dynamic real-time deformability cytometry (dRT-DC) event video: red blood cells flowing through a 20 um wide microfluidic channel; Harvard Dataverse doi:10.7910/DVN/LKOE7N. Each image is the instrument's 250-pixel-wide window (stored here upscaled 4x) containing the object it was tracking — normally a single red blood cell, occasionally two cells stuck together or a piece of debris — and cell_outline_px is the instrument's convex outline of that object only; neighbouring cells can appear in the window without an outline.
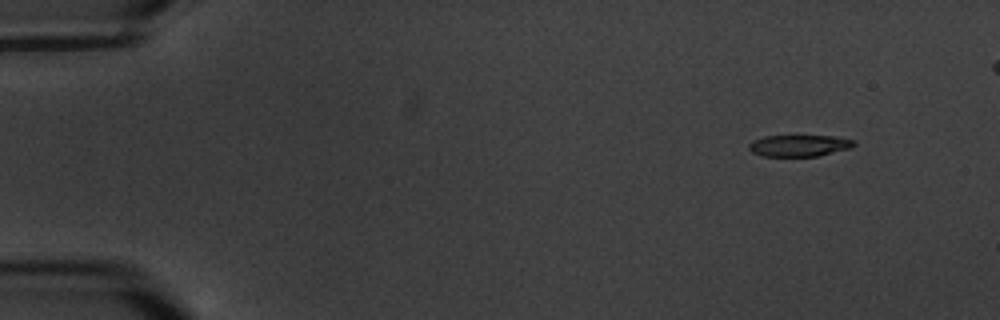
{"species": "common noctule bat (a hibernating species)", "species_latin": "Nyctalus noctula", "temperature_condition": "warm", "stored_images_in_passage": 8, "camera_frame_rate_fps": 3000, "um_per_image_px": 0.085, "animal": {"sex": "male", "body_mass_g": 20.1, "forearm_length_mm": 53.5}, "frame": {"image": 1, "passage_image": 1, "time_ms": 0.0, "image_size_px": [1000, 320], "cell_outline_px": [[856, 144], [852, 148], [820, 156], [764, 156], [752, 152], [748, 148], [748, 144], [752, 140], [764, 136], [796, 132], [832, 136], [852, 140]], "centroid_in_image_um": [67.91, 12.32], "position_along_channel_um": 17.1, "area_um2": 14.22}}
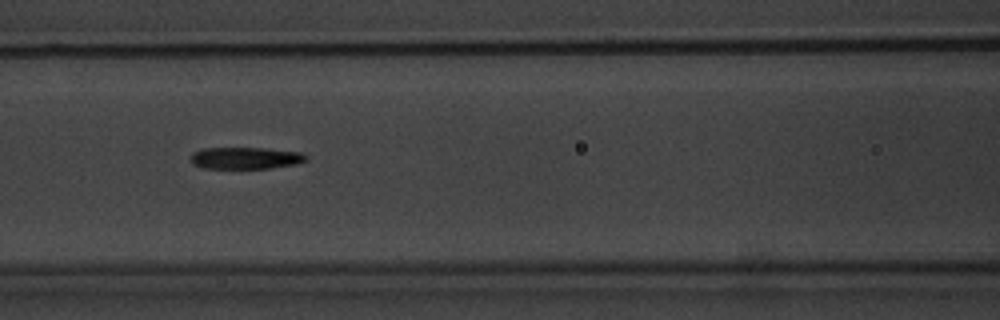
{"frame": {"image": 2, "passage_image": 7, "time_ms": 7.0, "image_size_px": [1000, 320], "cell_outline_px": [[308, 160], [296, 164], [268, 168], [204, 168], [192, 164], [192, 152], [204, 148], [268, 148], [304, 152], [308, 156]], "centroid_in_image_um": [20.93, 13.42], "position_along_channel_um": 145.7, "area_um2": 14.8}}